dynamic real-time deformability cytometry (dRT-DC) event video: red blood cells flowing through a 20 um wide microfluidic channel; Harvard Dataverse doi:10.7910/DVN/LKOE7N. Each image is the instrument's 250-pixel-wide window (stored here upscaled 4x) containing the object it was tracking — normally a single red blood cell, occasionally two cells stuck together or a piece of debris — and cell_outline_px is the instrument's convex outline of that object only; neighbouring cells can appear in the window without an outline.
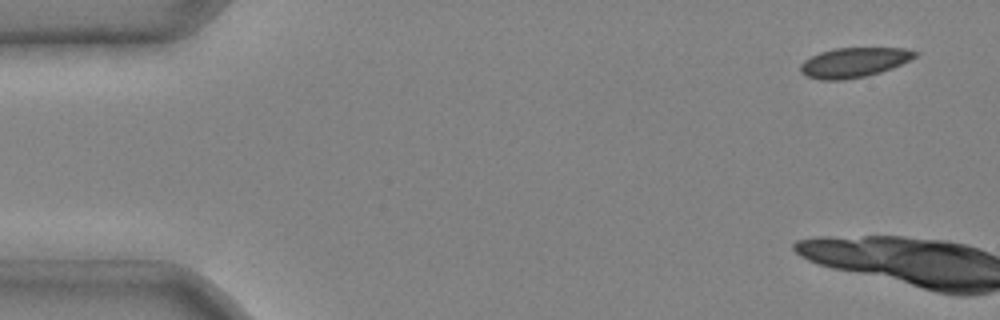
{"species": "common noctule bat (a hibernating species)", "species_latin": "Nyctalus noctula", "temperature_condition": "cold", "stored_images_in_passage": 5, "camera_frame_rate_fps": 3000, "um_per_image_px": 0.085, "animal": {"sex": "male", "body_mass_g": 20.4}, "frame": {"image": 1, "passage_image": 1, "time_ms": 0.0, "image_size_px": [1000, 320], "cell_outline_px": [[920, 52], [916, 56], [892, 68], [880, 72], [864, 76], [844, 80], [820, 80], [808, 76], [800, 72], [800, 64], [804, 60], [820, 52], [836, 48], [904, 48]], "centroid_in_image_um": [72.57, 5.3], "position_along_channel_um": 12.4, "area_um2": 19.71}}